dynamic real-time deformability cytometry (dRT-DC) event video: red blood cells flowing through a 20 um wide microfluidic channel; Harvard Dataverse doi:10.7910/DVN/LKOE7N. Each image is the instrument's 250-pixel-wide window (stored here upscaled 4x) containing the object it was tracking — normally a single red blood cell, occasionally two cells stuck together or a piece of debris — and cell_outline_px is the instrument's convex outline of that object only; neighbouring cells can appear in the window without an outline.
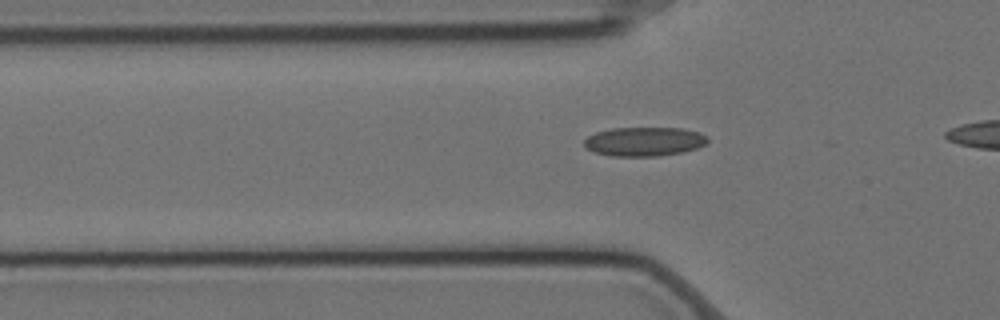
{"species": "Egyptian fruit bat (a non-hibernating species)", "species_latin": "Rousettus aegyptiacus", "temperature_condition": "cold", "stored_images_in_passage": 7, "camera_frame_rate_fps": 3000, "um_per_image_px": 0.085, "animal": {"sex": "female"}, "frame": {"image": 1, "passage_image": 3, "time_ms": 0.667, "image_size_px": [1000, 320], "cell_outline_px": [[708, 140], [704, 144], [696, 148], [684, 152], [660, 156], [612, 156], [592, 152], [584, 148], [584, 140], [588, 136], [596, 132], [612, 128], [680, 128], [700, 132], [708, 136]], "centroid_in_image_um": [54.74, 12.03], "position_along_channel_um": 71.1, "area_um2": 21.1}}